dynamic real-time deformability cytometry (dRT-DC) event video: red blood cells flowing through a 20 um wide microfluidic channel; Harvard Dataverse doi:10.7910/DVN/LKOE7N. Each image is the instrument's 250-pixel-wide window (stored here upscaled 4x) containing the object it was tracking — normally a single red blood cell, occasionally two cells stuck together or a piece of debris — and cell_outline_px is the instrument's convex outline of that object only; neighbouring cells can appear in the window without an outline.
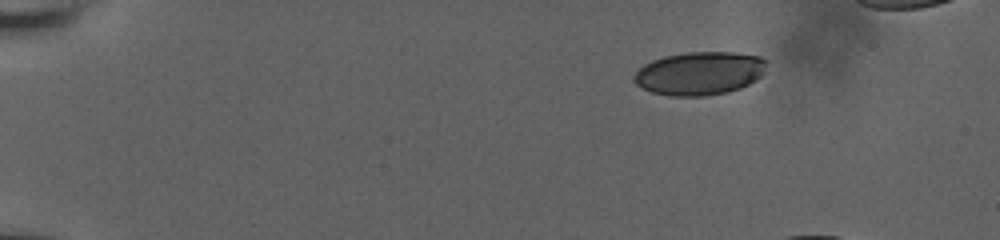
{"species": "human", "species_latin": "Homo sapiens", "temperature_condition": "room temperature", "stored_images_in_passage": 16, "camera_frame_rate_fps": 3000, "um_per_image_px": 0.085, "donor": {"sex": "male"}, "frame": {"image": 1, "passage_image": 1, "time_ms": 0.0, "image_size_px": [1000, 240], "cell_outline_px": [[764, 72], [760, 76], [748, 84], [740, 88], [728, 92], [704, 96], [672, 96], [652, 92], [636, 84], [632, 80], [632, 76], [644, 64], [652, 60], [664, 56], [688, 52], [736, 52], [760, 56], [764, 60]], "centroid_in_image_um": [59.43, 6.23], "position_along_channel_um": 25.6, "area_um2": 33.35}}
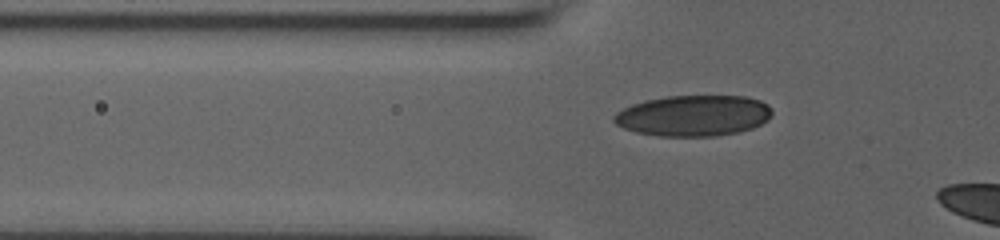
{"frame": {"image": 2, "passage_image": 13, "time_ms": 4.0, "image_size_px": [1000, 240], "cell_outline_px": [[772, 112], [768, 120], [752, 128], [740, 132], [716, 136], [660, 136], [636, 132], [624, 128], [616, 124], [612, 120], [612, 116], [616, 112], [632, 104], [644, 100], [668, 96], [748, 96], [760, 100], [768, 104], [772, 108]], "centroid_in_image_um": [58.95, 9.82], "position_along_channel_um": 66.8, "area_um2": 37.97}}